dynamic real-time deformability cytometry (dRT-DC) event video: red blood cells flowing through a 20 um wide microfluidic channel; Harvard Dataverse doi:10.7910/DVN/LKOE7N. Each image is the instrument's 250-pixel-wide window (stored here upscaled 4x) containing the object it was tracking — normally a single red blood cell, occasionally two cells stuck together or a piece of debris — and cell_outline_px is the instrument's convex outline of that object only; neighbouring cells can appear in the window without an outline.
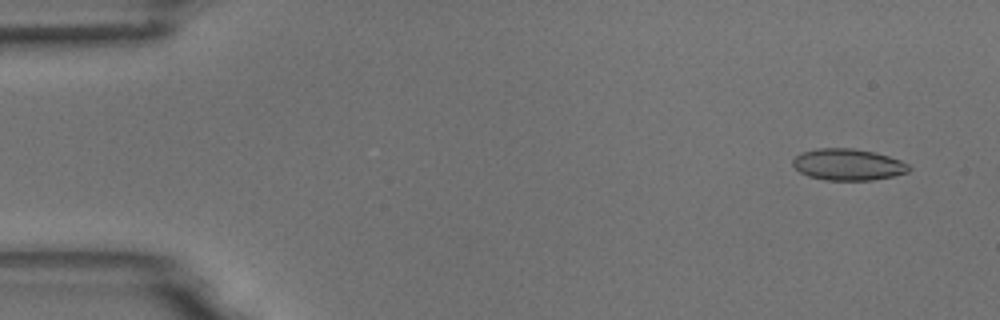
{"species": "common noctule bat (a hibernating species)", "species_latin": "Nyctalus noctula", "temperature_condition": "room temperature", "stored_images_in_passage": 6, "segment_of_instrument_passage": [1, 2], "camera_frame_rate_fps": 3000, "um_per_image_px": 0.085, "animal": {"sex": "male", "body_mass_g": 18.8}, "frame": {"image": 1, "passage_image": 2, "time_ms": 0.333, "image_size_px": [1000, 320], "cell_outline_px": [[912, 168], [908, 172], [892, 176], [872, 180], [824, 180], [808, 176], [800, 172], [792, 164], [792, 160], [796, 156], [804, 152], [816, 148], [852, 148], [876, 152], [900, 160], [908, 164]], "centroid_in_image_um": [72.09, 13.99], "position_along_channel_um": 12.9, "area_um2": 21.33}}
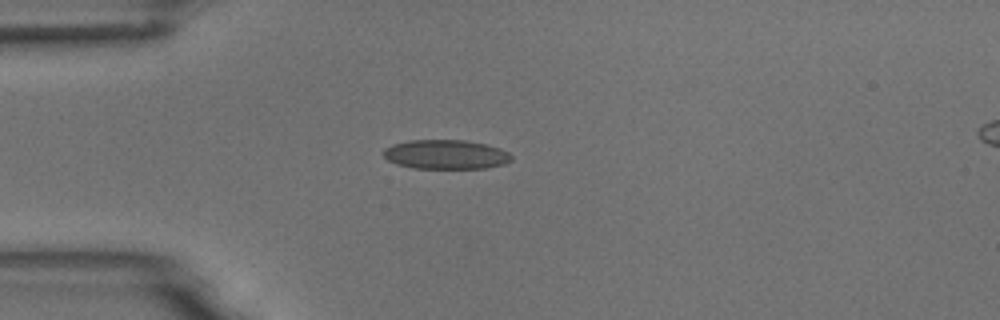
{"frame": {"image": 2, "passage_image": 5, "time_ms": 1.333, "image_size_px": [1000, 320], "cell_outline_px": [[512, 160], [504, 164], [488, 168], [412, 168], [396, 164], [388, 160], [380, 152], [384, 148], [392, 144], [408, 140], [464, 140], [484, 144], [500, 148], [508, 152], [512, 156]], "centroid_in_image_um": [37.86, 13.13], "position_along_channel_um": 47.1, "area_um2": 22.02}}